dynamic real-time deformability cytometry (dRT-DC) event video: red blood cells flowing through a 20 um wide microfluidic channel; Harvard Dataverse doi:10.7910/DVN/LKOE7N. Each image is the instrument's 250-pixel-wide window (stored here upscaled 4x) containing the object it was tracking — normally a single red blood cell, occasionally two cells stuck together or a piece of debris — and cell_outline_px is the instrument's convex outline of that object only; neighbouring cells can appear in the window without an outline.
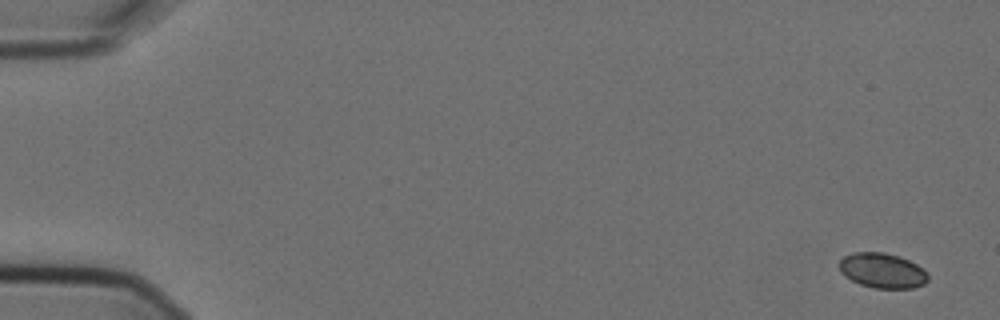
{"species": "Egyptian fruit bat (a non-hibernating species)", "species_latin": "Rousettus aegyptiacus", "temperature_condition": "cold", "stored_images_in_passage": 4, "camera_frame_rate_fps": 3000, "um_per_image_px": 0.085, "animal": {"sex": "female"}, "frame": {"image": 1, "passage_image": 1, "time_ms": 0.0, "image_size_px": [1000, 320], "cell_outline_px": [[928, 280], [924, 284], [912, 288], [872, 288], [860, 284], [844, 276], [840, 272], [840, 260], [844, 256], [852, 252], [884, 252], [900, 256], [916, 264], [928, 276]], "centroid_in_image_um": [74.97, 22.99], "position_along_channel_um": 10.0, "area_um2": 18.03}}
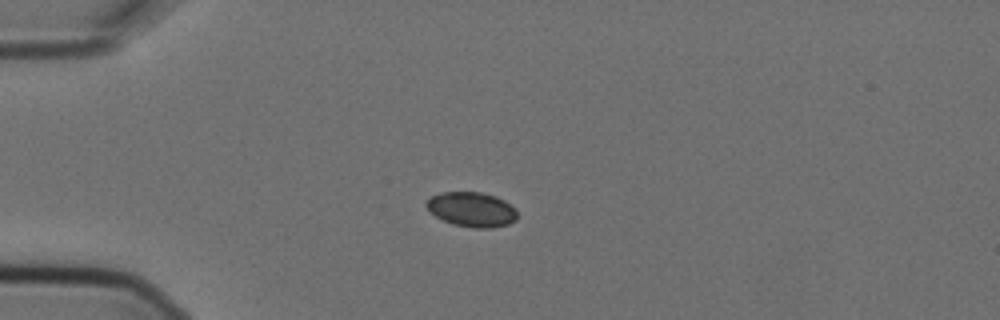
{"frame": {"image": 2, "passage_image": 4, "time_ms": 1.0, "image_size_px": [1000, 320], "cell_outline_px": [[516, 220], [508, 224], [492, 228], [472, 228], [452, 224], [428, 212], [424, 204], [432, 196], [440, 192], [480, 192], [496, 196], [504, 200], [516, 208]], "centroid_in_image_um": [40.08, 17.8], "position_along_channel_um": 44.9, "area_um2": 18.55}}